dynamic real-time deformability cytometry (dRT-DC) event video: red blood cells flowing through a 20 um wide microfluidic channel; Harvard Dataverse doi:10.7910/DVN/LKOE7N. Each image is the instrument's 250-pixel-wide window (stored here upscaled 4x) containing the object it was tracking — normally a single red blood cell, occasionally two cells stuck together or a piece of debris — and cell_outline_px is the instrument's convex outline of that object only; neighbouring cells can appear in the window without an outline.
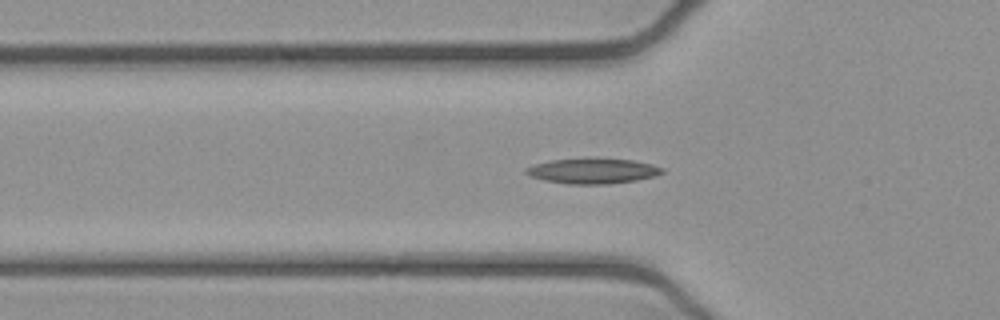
{"species": "common noctule bat (a hibernating species)", "species_latin": "Nyctalus noctula", "temperature_condition": "cold", "stored_images_in_passage": 43, "camera_frame_rate_fps": 3000, "um_per_image_px": 0.085, "animal": {"sex": "female", "body_mass_g": 21.9}, "frame": {"image": 1, "passage_image": 7, "time_ms": 2.0, "image_size_px": [1000, 320], "cell_outline_px": [[664, 172], [656, 176], [636, 180], [608, 184], [568, 184], [544, 180], [528, 176], [524, 172], [524, 168], [532, 164], [552, 160], [632, 160], [652, 164], [664, 168]], "centroid_in_image_um": [50.35, 14.56], "position_along_channel_um": 75.4, "area_um2": 19.65}}
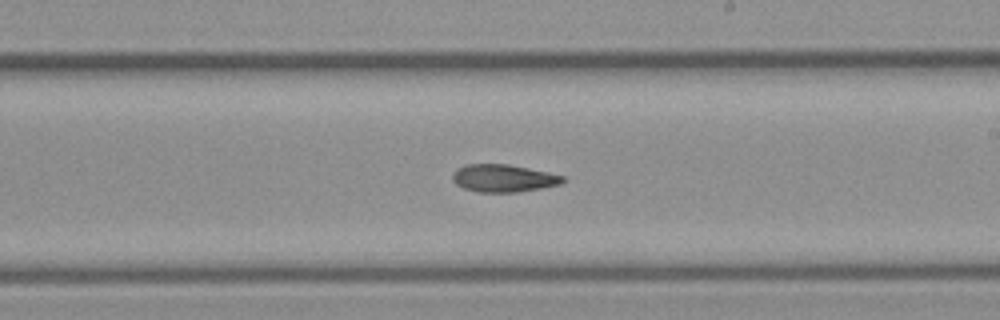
{"frame": {"image": 2, "passage_image": 20, "time_ms": 6.333, "image_size_px": [1000, 320], "cell_outline_px": [[564, 180], [560, 184], [540, 188], [516, 192], [480, 192], [464, 188], [456, 184], [452, 180], [452, 172], [456, 168], [464, 164], [508, 164], [548, 172], [564, 176]], "centroid_in_image_um": [42.74, 15.14], "position_along_channel_um": 246.3, "area_um2": 17.69}}
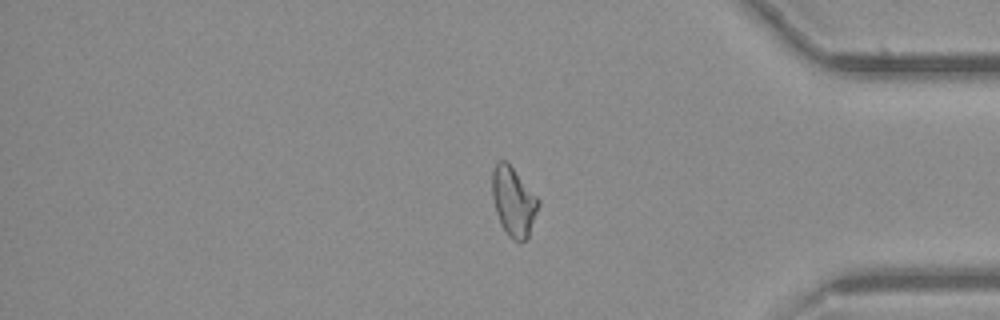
{"frame": {"image": 3, "passage_image": 33, "time_ms": 10.667, "image_size_px": [1000, 320], "cell_outline_px": [[540, 204], [528, 236], [524, 240], [512, 240], [508, 236], [496, 212], [492, 196], [492, 172], [496, 160], [508, 160], [540, 200]], "centroid_in_image_um": [43.64, 17.05], "position_along_channel_um": 391.6, "area_um2": 18.67}, "authors_computed_cell_mechanics": {"area_um2": 18.496, "velocity_mm_per_s": 3.9051, "shape_relaxation_time_tau1_ms": 6.7202, "shape_relaxation_time_tau2_ms": null, "deformation_change_tau1": 0.1821, "deformation_change_tau2": null}}